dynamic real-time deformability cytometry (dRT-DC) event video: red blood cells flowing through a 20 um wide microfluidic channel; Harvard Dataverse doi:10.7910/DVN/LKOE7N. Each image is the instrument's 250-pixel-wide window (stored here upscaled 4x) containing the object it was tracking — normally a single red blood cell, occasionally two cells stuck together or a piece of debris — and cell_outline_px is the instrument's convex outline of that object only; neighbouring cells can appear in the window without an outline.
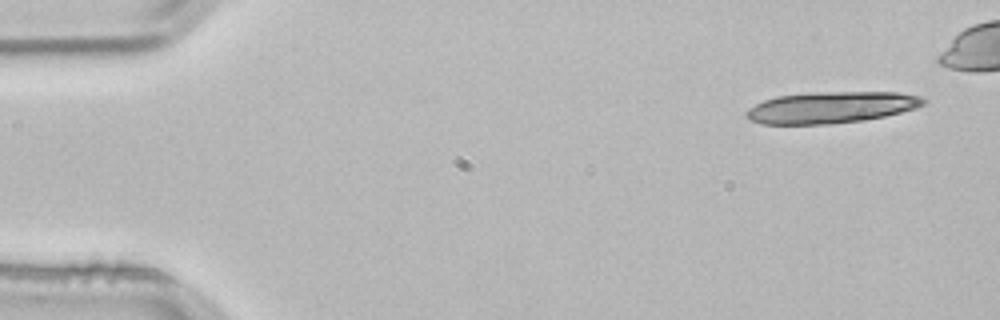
{"species": "common noctule bat (a hibernating species)", "species_latin": "Nyctalus noctula", "temperature_condition": "room temperature", "stored_images_in_passage": 4, "camera_frame_rate_fps": 3000, "um_per_image_px": 0.085, "animal": {"sex": "male", "body_mass_g": 21.5, "forearm_length_mm": 52.0}, "frame": {"image": 1, "passage_image": 1, "time_ms": 0.0, "image_size_px": [1000, 320], "cell_outline_px": [[928, 100], [924, 104], [916, 108], [884, 116], [864, 120], [832, 124], [760, 124], [748, 120], [744, 116], [744, 112], [748, 108], [764, 100], [776, 96], [812, 92], [896, 92], [920, 96]], "centroid_in_image_um": [70.6, 9.13], "position_along_channel_um": 14.4, "area_um2": 32.77}}